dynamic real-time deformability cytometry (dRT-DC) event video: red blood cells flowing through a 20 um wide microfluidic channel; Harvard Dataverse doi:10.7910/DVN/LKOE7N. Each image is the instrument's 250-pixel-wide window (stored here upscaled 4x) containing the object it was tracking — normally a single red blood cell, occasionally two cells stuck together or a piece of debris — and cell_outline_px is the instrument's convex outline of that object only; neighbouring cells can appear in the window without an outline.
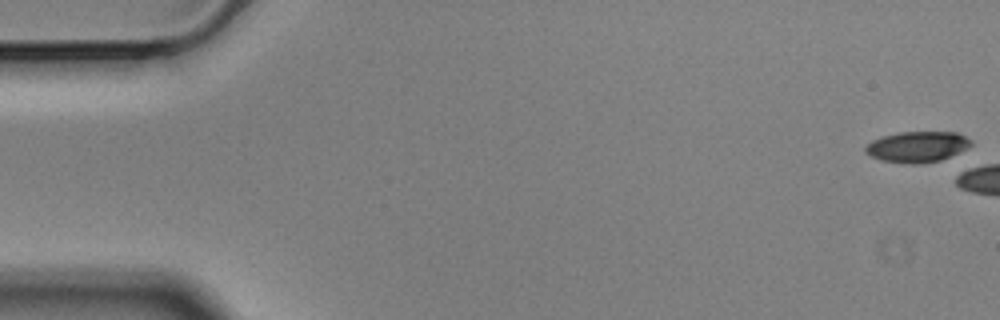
{"species": "Egyptian fruit bat (a non-hibernating species)", "species_latin": "Rousettus aegyptiacus", "temperature_condition": "cold", "stored_images_in_passage": 5, "camera_frame_rate_fps": 3000, "um_per_image_px": 0.085, "animal": {"sex": "male"}, "frame": {"image": 1, "passage_image": 1, "time_ms": 0.0, "image_size_px": [1000, 320], "cell_outline_px": [[972, 144], [968, 148], [940, 160], [920, 164], [912, 164], [880, 160], [864, 152], [864, 148], [872, 140], [880, 136], [900, 132], [956, 132], [972, 140]], "centroid_in_image_um": [77.95, 12.47], "position_along_channel_um": 7.0, "area_um2": 18.96}}